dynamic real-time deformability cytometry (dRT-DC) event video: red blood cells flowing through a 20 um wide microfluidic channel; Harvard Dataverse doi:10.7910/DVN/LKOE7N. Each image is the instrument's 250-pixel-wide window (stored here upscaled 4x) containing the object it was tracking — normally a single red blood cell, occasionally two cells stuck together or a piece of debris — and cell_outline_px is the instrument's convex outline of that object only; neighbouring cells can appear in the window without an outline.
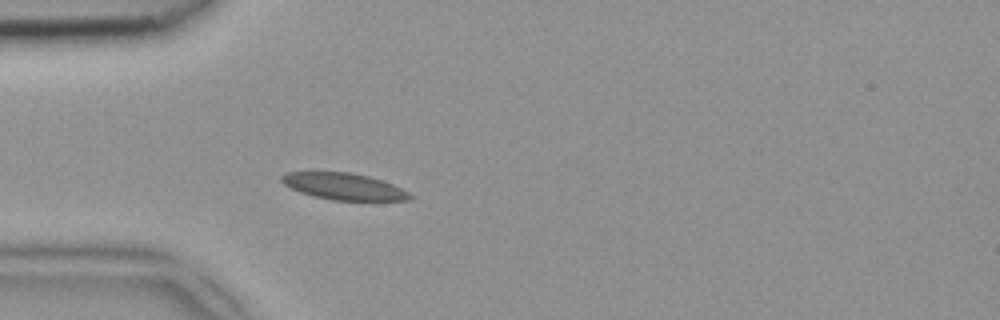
{"species": "common noctule bat (a hibernating species)", "species_latin": "Nyctalus noctula", "temperature_condition": "room temperature", "stored_images_in_passage": 38, "camera_frame_rate_fps": 3000, "um_per_image_px": 0.085, "animal": {"sex": "female", "body_mass_g": 18.4}, "frame": {"image": 1, "passage_image": 3, "time_ms": 0.667, "image_size_px": [1000, 320], "cell_outline_px": [[412, 196], [408, 200], [332, 200], [312, 196], [300, 192], [284, 184], [280, 180], [280, 176], [288, 172], [348, 172], [368, 176], [392, 184], [408, 192]], "centroid_in_image_um": [29.18, 15.84], "position_along_channel_um": 55.8, "area_um2": 19.65}}
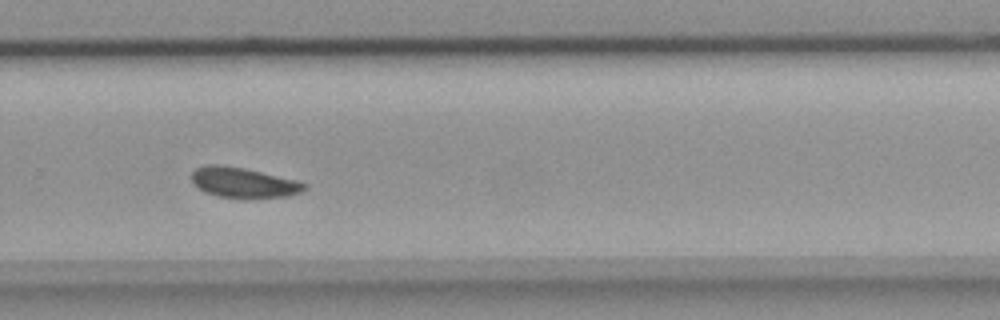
{"frame": {"image": 2, "passage_image": 22, "time_ms": 7.0, "image_size_px": [1000, 320], "cell_outline_px": [[308, 188], [300, 192], [288, 196], [216, 196], [204, 192], [192, 180], [192, 172], [196, 168], [208, 164], [216, 164], [244, 168], [296, 180], [308, 184]], "centroid_in_image_um": [20.7, 15.49], "position_along_channel_um": 309.1, "area_um2": 19.19}}
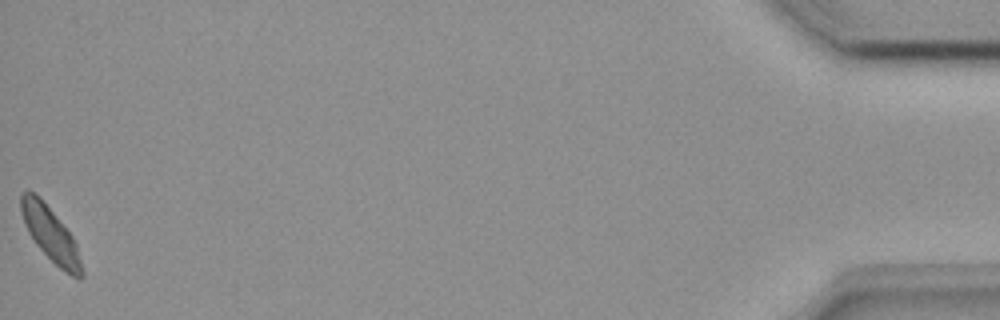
{"frame": {"image": 3, "passage_image": 38, "time_ms": 12.333, "image_size_px": [1000, 320], "cell_outline_px": [[84, 276], [80, 280], [72, 276], [60, 268], [36, 244], [28, 232], [24, 224], [20, 212], [20, 196], [24, 192], [32, 192], [40, 196], [72, 236], [76, 244], [84, 272]], "centroid_in_image_um": [4.29, 19.92], "position_along_channel_um": 430.9, "area_um2": 19.02}}